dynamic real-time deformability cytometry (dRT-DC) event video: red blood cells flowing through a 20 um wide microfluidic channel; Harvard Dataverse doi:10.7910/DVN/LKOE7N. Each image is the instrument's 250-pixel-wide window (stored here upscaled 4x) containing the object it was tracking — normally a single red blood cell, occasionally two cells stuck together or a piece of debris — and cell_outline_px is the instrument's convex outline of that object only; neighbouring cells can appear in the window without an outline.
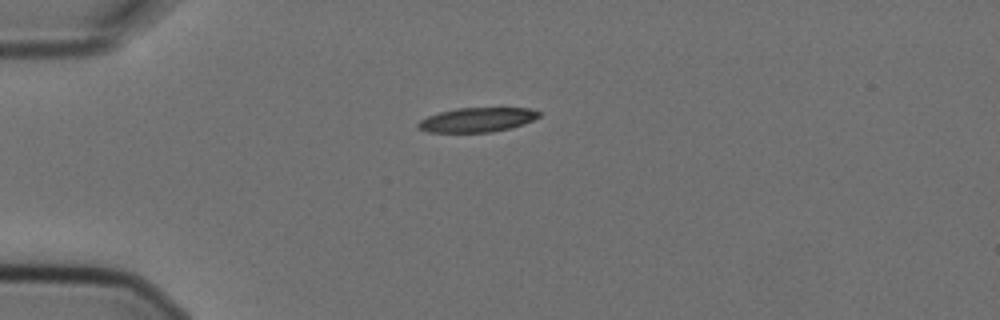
{"species": "Egyptian fruit bat (a non-hibernating species)", "species_latin": "Rousettus aegyptiacus", "temperature_condition": "cold", "stored_images_in_passage": 3, "camera_frame_rate_fps": 3000, "um_per_image_px": 0.085, "animal": {"sex": "female"}, "frame": {"image": 1, "passage_image": 1, "time_ms": 0.0, "image_size_px": [1000, 320], "cell_outline_px": [[540, 116], [524, 124], [492, 132], [428, 132], [416, 128], [416, 124], [420, 120], [428, 116], [440, 112], [456, 108], [528, 108], [540, 112]], "centroid_in_image_um": [40.52, 10.18], "position_along_channel_um": 44.5, "area_um2": 17.11}}